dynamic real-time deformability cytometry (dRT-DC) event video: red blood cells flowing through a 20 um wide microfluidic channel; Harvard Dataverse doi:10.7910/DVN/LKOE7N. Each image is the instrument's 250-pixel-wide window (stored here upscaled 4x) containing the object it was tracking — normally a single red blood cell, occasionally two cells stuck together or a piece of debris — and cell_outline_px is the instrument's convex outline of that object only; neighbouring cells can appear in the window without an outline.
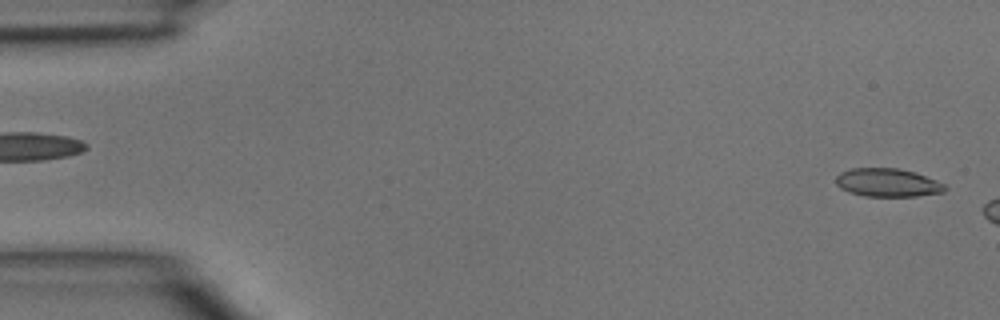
{"species": "common noctule bat (a hibernating species)", "species_latin": "Nyctalus noctula", "temperature_condition": "room temperature", "stored_images_in_passage": 6, "camera_frame_rate_fps": 3000, "um_per_image_px": 0.085, "animal": {"sex": "male", "body_mass_g": 15.6}, "frame": {"image": 1, "passage_image": 1, "time_ms": 0.0, "image_size_px": [1000, 320], "cell_outline_px": [[948, 188], [944, 192], [916, 196], [864, 196], [848, 192], [840, 188], [836, 184], [836, 176], [840, 172], [852, 168], [896, 168], [912, 172], [936, 180], [944, 184]], "centroid_in_image_um": [75.42, 15.53], "position_along_channel_um": 9.6, "area_um2": 17.92}}